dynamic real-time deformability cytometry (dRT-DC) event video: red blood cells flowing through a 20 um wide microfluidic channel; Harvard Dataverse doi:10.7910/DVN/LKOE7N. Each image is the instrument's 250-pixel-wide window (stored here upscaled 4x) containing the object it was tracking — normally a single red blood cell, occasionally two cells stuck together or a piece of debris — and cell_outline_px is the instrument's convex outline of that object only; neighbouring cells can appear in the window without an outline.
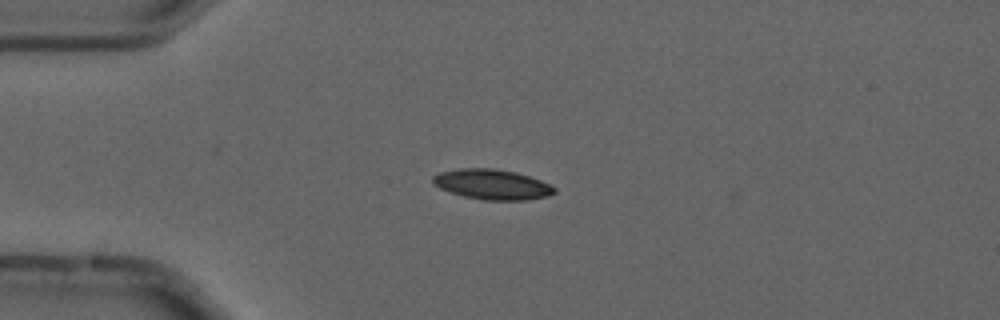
{"species": "common noctule bat (a hibernating species)", "species_latin": "Nyctalus noctula", "temperature_condition": "cold", "stored_images_in_passage": 5, "camera_frame_rate_fps": 3000, "um_per_image_px": 0.085, "animal": {"sex": "male", "forearm_length_mm": 52.5}, "frame": {"image": 1, "passage_image": 3, "time_ms": 0.667, "image_size_px": [1000, 320], "cell_outline_px": [[556, 192], [544, 196], [524, 200], [484, 200], [464, 196], [440, 188], [432, 184], [432, 176], [440, 172], [460, 168], [492, 168], [516, 172], [540, 180], [556, 188]], "centroid_in_image_um": [41.79, 15.66], "position_along_channel_um": 43.2, "area_um2": 21.15}}
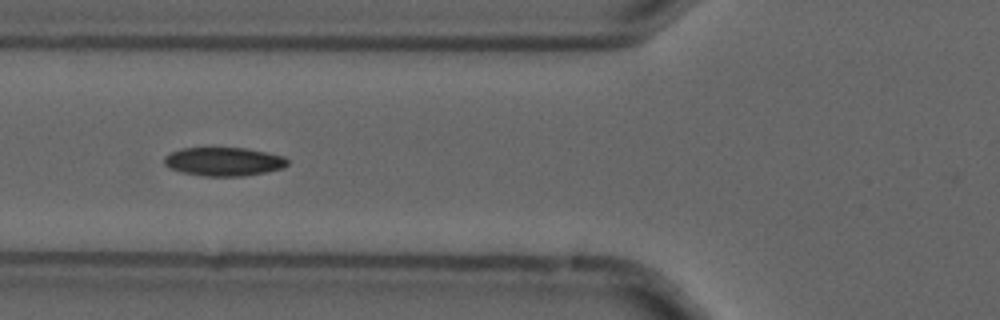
{"frame": {"image": 2, "passage_image": 5, "time_ms": 1.333, "image_size_px": [1000, 320], "cell_outline_px": [[288, 164], [284, 168], [244, 176], [204, 176], [180, 172], [168, 168], [164, 164], [164, 156], [180, 148], [244, 148], [268, 152], [284, 156], [288, 160]], "centroid_in_image_um": [19.01, 13.73], "position_along_channel_um": 106.8, "area_um2": 20.69}}